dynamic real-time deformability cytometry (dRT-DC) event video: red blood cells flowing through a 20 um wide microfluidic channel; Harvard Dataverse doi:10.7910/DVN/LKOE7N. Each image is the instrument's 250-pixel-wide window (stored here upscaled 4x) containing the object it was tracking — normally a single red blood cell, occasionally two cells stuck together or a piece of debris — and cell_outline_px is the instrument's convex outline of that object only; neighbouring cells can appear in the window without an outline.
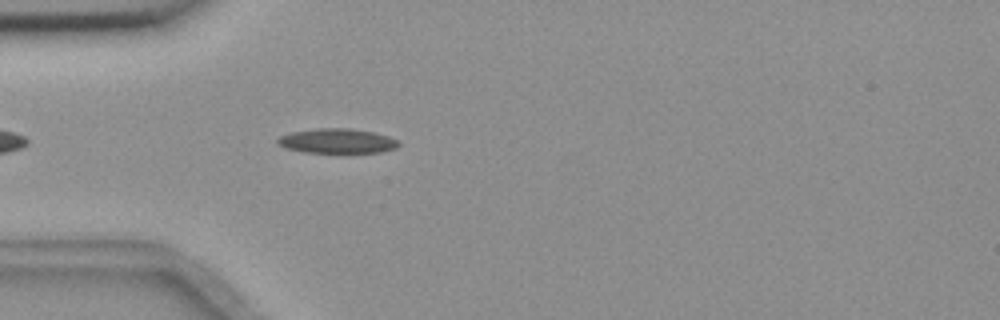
{"species": "common noctule bat (a hibernating species)", "species_latin": "Nyctalus noctula", "temperature_condition": "room temperature", "stored_images_in_passage": 16, "camera_frame_rate_fps": 3000, "um_per_image_px": 0.085, "animal": {"sex": "female", "body_mass_g": 18.4}, "frame": {"image": 1, "passage_image": 7, "time_ms": 2.0, "image_size_px": [1000, 320], "cell_outline_px": [[400, 144], [396, 148], [380, 152], [304, 152], [284, 148], [276, 144], [276, 140], [280, 136], [292, 132], [316, 128], [352, 128], [372, 132], [388, 136], [396, 140]], "centroid_in_image_um": [28.61, 11.98], "position_along_channel_um": 56.4, "area_um2": 17.34}}
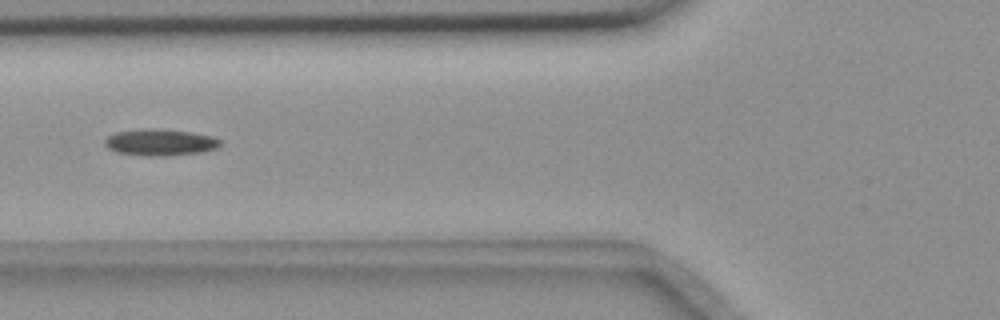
{"frame": {"image": 2, "passage_image": 12, "time_ms": 3.667, "image_size_px": [1000, 320], "cell_outline_px": [[220, 144], [216, 148], [200, 152], [168, 156], [148, 156], [116, 152], [108, 148], [104, 144], [104, 140], [108, 136], [116, 132], [144, 128], [156, 128], [192, 132], [212, 136], [220, 140]], "centroid_in_image_um": [13.58, 12.09], "position_along_channel_um": 112.2, "area_um2": 17.92}}
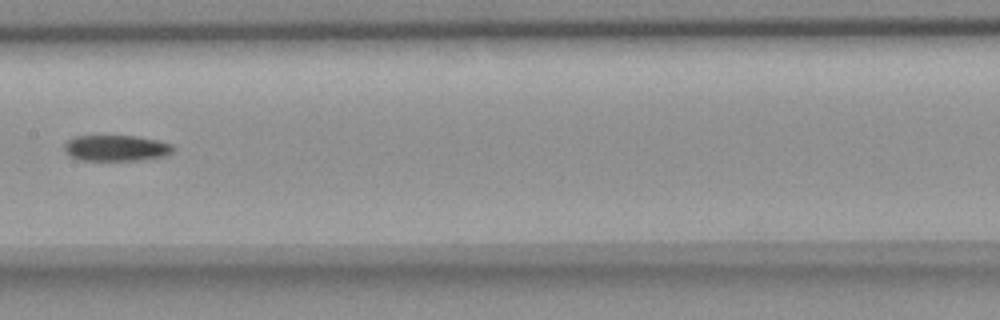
{"frame": {"image": 3, "passage_image": 16, "time_ms": 5.0, "image_size_px": [1000, 320], "cell_outline_px": [[172, 152], [164, 156], [140, 160], [80, 160], [64, 152], [64, 144], [72, 136], [136, 136], [156, 140], [172, 144]], "centroid_in_image_um": [9.83, 12.58], "position_along_channel_um": 197.6, "area_um2": 16.36}}